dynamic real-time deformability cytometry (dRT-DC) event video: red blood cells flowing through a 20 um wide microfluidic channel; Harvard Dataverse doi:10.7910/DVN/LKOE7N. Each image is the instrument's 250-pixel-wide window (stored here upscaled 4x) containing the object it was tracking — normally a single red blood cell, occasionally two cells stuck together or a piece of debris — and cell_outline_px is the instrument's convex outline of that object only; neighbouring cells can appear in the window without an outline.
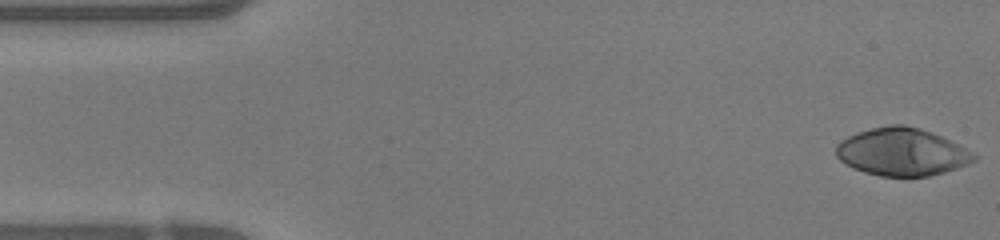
{"species": "human", "species_latin": "Homo sapiens", "temperature_condition": "warm", "stored_images_in_passage": 47, "camera_frame_rate_fps": 3000, "um_per_image_px": 0.085, "donor": {"sex": "female"}, "frame": {"image": 1, "passage_image": 1, "time_ms": 0.0, "image_size_px": [1000, 240], "cell_outline_px": [[976, 160], [968, 164], [944, 172], [928, 176], [880, 176], [864, 172], [844, 164], [836, 156], [836, 144], [840, 140], [856, 132], [872, 128], [892, 124], [904, 124], [920, 128], [932, 132], [972, 152], [976, 156]], "centroid_in_image_um": [76.62, 12.91], "position_along_channel_um": 8.4, "area_um2": 38.15}}
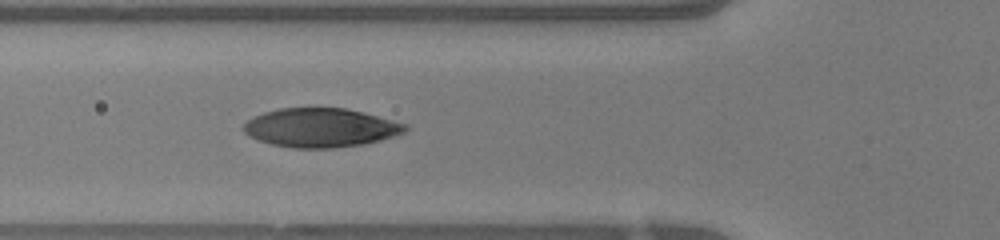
{"frame": {"image": 2, "passage_image": 16, "time_ms": 5.0, "image_size_px": [1000, 240], "cell_outline_px": [[408, 128], [404, 132], [396, 136], [364, 144], [332, 148], [292, 148], [272, 144], [248, 136], [240, 128], [248, 120], [264, 112], [280, 108], [344, 108], [364, 112], [408, 124]], "centroid_in_image_um": [27.27, 10.85], "position_along_channel_um": 98.5, "area_um2": 36.76}}
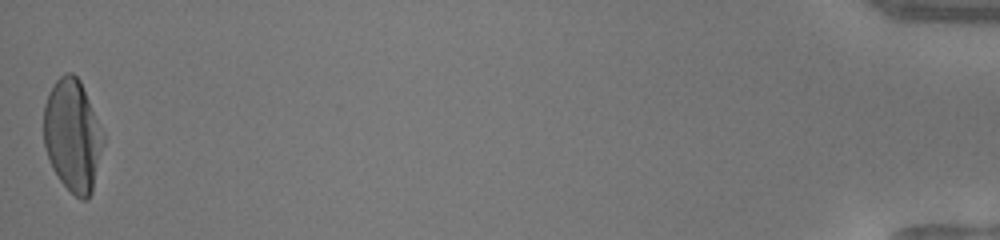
{"frame": {"image": 3, "passage_image": 47, "time_ms": 15.333, "image_size_px": [1000, 240], "cell_outline_px": [[104, 144], [92, 192], [84, 200], [80, 200], [60, 180], [52, 168], [44, 144], [44, 104], [48, 92], [56, 80], [64, 72], [72, 72], [80, 80], [104, 132]], "centroid_in_image_um": [6.18, 11.49], "position_along_channel_um": 429.0, "area_um2": 39.07}, "authors_computed_cell_mechanics": {"area_um2": 37.4544, "velocity_mm_per_s": 4.2319, "shape_relaxation_time_tau1_ms": 3.8436, "shape_relaxation_time_tau2_ms": null, "deformation_change_tau1": 0.2684, "deformation_change_tau2": null}}